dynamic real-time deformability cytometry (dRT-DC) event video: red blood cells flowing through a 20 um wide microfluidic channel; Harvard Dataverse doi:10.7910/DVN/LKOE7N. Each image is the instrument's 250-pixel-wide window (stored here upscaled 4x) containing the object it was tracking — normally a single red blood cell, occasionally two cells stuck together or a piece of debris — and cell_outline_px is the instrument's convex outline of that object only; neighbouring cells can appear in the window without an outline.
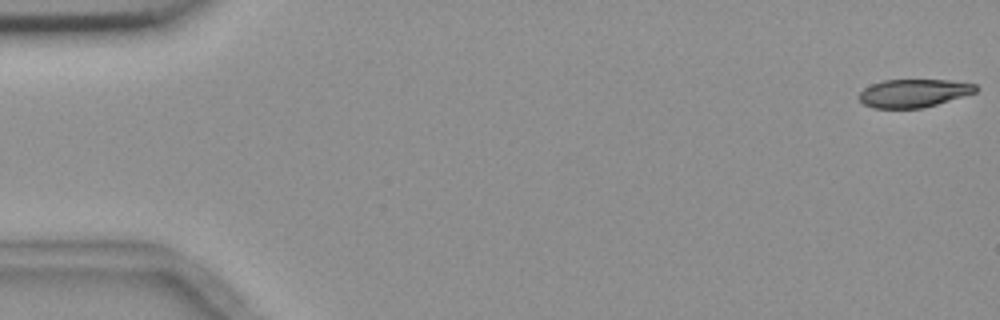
{"species": "common noctule bat (a hibernating species)", "species_latin": "Nyctalus noctula", "temperature_condition": "room temperature", "stored_images_in_passage": 10, "camera_frame_rate_fps": 3000, "um_per_image_px": 0.085, "animal": {"sex": "female", "body_mass_g": 18.4}, "frame": {"image": 1, "passage_image": 1, "time_ms": 0.0, "image_size_px": [1000, 320], "cell_outline_px": [[980, 88], [976, 92], [924, 108], [872, 108], [864, 104], [856, 96], [864, 88], [872, 84], [884, 80], [948, 80], [976, 84]], "centroid_in_image_um": [77.65, 7.92], "position_along_channel_um": 7.3, "area_um2": 19.19}}
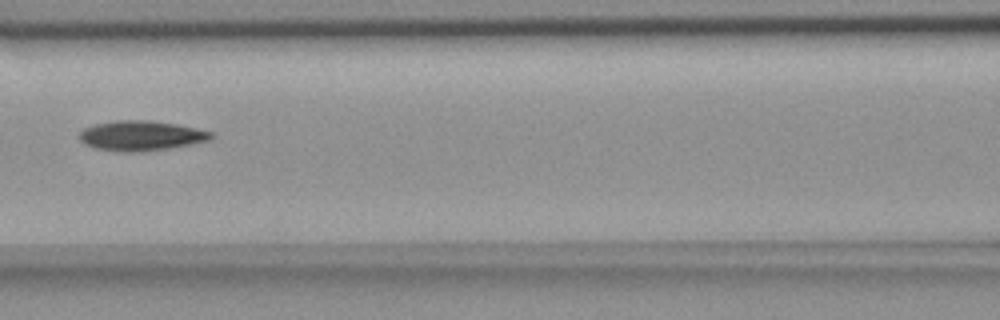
{"frame": {"image": 2, "passage_image": 7, "time_ms": 8.0, "image_size_px": [1000, 320], "cell_outline_px": [[216, 136], [208, 140], [168, 148], [140, 152], [116, 152], [96, 148], [84, 144], [80, 140], [80, 132], [84, 128], [96, 124], [116, 120], [148, 120], [176, 124], [196, 128], [212, 132]], "centroid_in_image_um": [11.97, 11.53], "position_along_channel_um": 154.6, "area_um2": 22.89}}
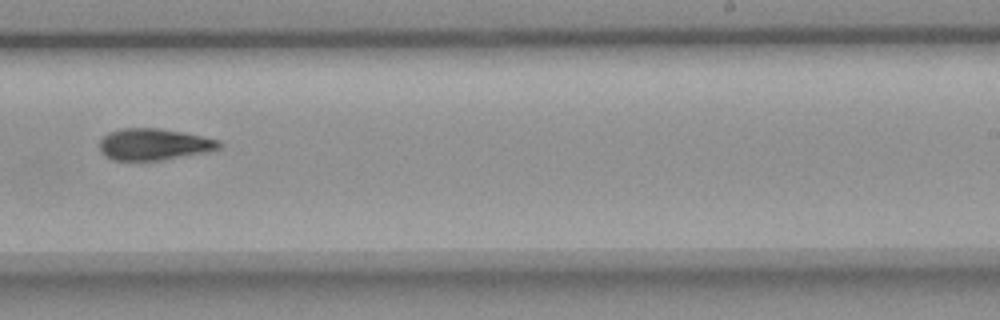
{"frame": {"image": 3, "passage_image": 10, "time_ms": 11.333, "image_size_px": [1000, 320], "cell_outline_px": [[224, 144], [220, 148], [208, 152], [160, 160], [112, 160], [104, 156], [100, 152], [100, 140], [108, 132], [120, 128], [160, 128], [184, 132], [220, 140]], "centroid_in_image_um": [13.09, 12.26], "position_along_channel_um": 275.9, "area_um2": 22.25}}